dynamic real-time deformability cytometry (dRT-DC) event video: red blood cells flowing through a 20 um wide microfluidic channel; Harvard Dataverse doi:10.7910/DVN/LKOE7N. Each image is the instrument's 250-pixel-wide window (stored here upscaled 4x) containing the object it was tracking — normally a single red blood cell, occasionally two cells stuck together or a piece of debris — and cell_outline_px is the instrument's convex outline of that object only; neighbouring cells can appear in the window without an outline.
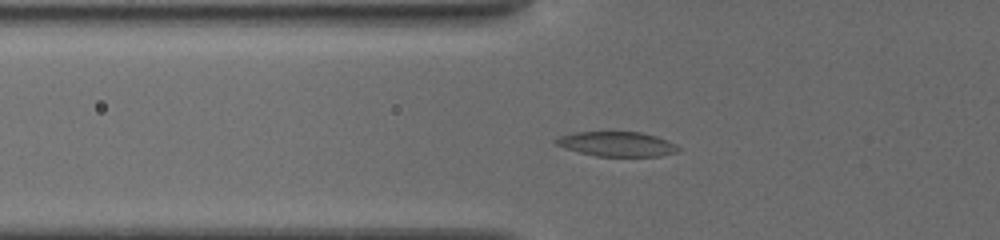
{"species": "common noctule bat (a hibernating species)", "species_latin": "Nyctalus noctula", "temperature_condition": "cold", "stored_images_in_passage": 73, "segment_of_instrument_passage": [1, 2], "camera_frame_rate_fps": 3000, "um_per_image_px": 0.085, "animal": {"sex": "female", "body_mass_g": 19.5, "forearm_length_mm": 54.1}, "frame": {"image": 1, "passage_image": 4, "time_ms": 1.0, "image_size_px": [1000, 240], "cell_outline_px": [[680, 148], [676, 152], [660, 156], [596, 156], [564, 148], [556, 144], [552, 140], [560, 136], [572, 132], [640, 132], [656, 136], [676, 144]], "centroid_in_image_um": [52.41, 12.24], "position_along_channel_um": 73.4, "area_um2": 17.57}}
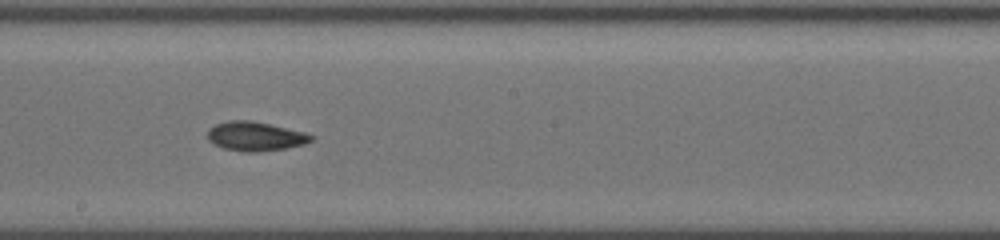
{"frame": {"image": 2, "passage_image": 23, "time_ms": 5.0, "image_size_px": [1000, 240], "cell_outline_px": [[316, 136], [312, 140], [304, 144], [288, 148], [260, 152], [244, 152], [224, 148], [212, 144], [208, 140], [208, 128], [216, 124], [228, 120], [252, 120], [304, 132]], "centroid_in_image_um": [21.69, 11.59], "position_along_channel_um": 226.5, "area_um2": 17.8}}
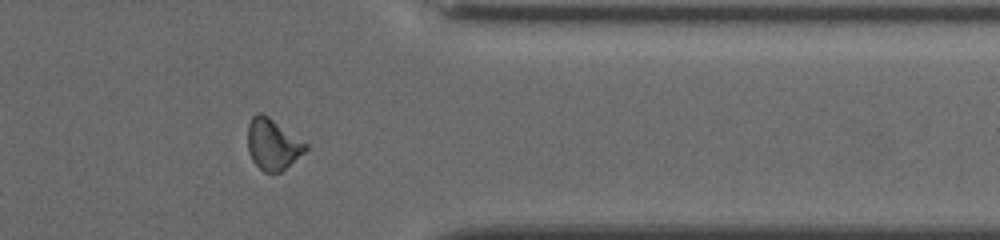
{"frame": {"image": 3, "passage_image": 53, "time_ms": 9.333, "image_size_px": [1000, 240], "cell_outline_px": [[308, 148], [304, 152], [280, 172], [264, 172], [252, 160], [248, 152], [248, 124], [252, 116], [256, 112], [260, 112], [268, 116], [308, 144]], "centroid_in_image_um": [23.16, 12.24], "position_along_channel_um": 388.2, "area_um2": 17.05}}